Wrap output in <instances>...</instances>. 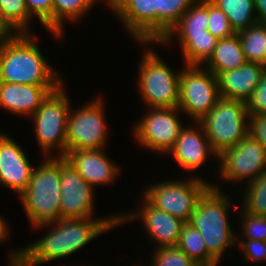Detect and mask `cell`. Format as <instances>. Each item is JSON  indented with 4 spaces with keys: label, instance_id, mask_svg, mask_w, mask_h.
Listing matches in <instances>:
<instances>
[{
    "label": "cell",
    "instance_id": "cell-1",
    "mask_svg": "<svg viewBox=\"0 0 266 266\" xmlns=\"http://www.w3.org/2000/svg\"><path fill=\"white\" fill-rule=\"evenodd\" d=\"M55 226L50 233L38 239L28 247L12 252L9 266H35L44 262L67 257L81 249L89 241L100 234L118 226V215L105 217L100 220L95 218H70L58 219L56 222L42 224Z\"/></svg>",
    "mask_w": 266,
    "mask_h": 266
},
{
    "label": "cell",
    "instance_id": "cell-2",
    "mask_svg": "<svg viewBox=\"0 0 266 266\" xmlns=\"http://www.w3.org/2000/svg\"><path fill=\"white\" fill-rule=\"evenodd\" d=\"M31 33H19L0 45V82L61 86V77L49 66Z\"/></svg>",
    "mask_w": 266,
    "mask_h": 266
},
{
    "label": "cell",
    "instance_id": "cell-3",
    "mask_svg": "<svg viewBox=\"0 0 266 266\" xmlns=\"http://www.w3.org/2000/svg\"><path fill=\"white\" fill-rule=\"evenodd\" d=\"M60 156H49L33 169L20 200L35 228L60 219Z\"/></svg>",
    "mask_w": 266,
    "mask_h": 266
},
{
    "label": "cell",
    "instance_id": "cell-4",
    "mask_svg": "<svg viewBox=\"0 0 266 266\" xmlns=\"http://www.w3.org/2000/svg\"><path fill=\"white\" fill-rule=\"evenodd\" d=\"M218 189L212 184L203 193L188 223L201 233L208 252L220 262L224 250L235 244L237 236L228 220L229 197Z\"/></svg>",
    "mask_w": 266,
    "mask_h": 266
},
{
    "label": "cell",
    "instance_id": "cell-5",
    "mask_svg": "<svg viewBox=\"0 0 266 266\" xmlns=\"http://www.w3.org/2000/svg\"><path fill=\"white\" fill-rule=\"evenodd\" d=\"M248 118L245 101L220 97L199 123L212 149L219 156L248 135L249 125L246 124Z\"/></svg>",
    "mask_w": 266,
    "mask_h": 266
},
{
    "label": "cell",
    "instance_id": "cell-6",
    "mask_svg": "<svg viewBox=\"0 0 266 266\" xmlns=\"http://www.w3.org/2000/svg\"><path fill=\"white\" fill-rule=\"evenodd\" d=\"M141 60L138 88L144 102L150 108L178 107L180 71L172 72L151 49Z\"/></svg>",
    "mask_w": 266,
    "mask_h": 266
},
{
    "label": "cell",
    "instance_id": "cell-7",
    "mask_svg": "<svg viewBox=\"0 0 266 266\" xmlns=\"http://www.w3.org/2000/svg\"><path fill=\"white\" fill-rule=\"evenodd\" d=\"M210 186L203 179L194 177L187 182L166 181L147 187L143 199L157 209L188 223L198 200Z\"/></svg>",
    "mask_w": 266,
    "mask_h": 266
},
{
    "label": "cell",
    "instance_id": "cell-8",
    "mask_svg": "<svg viewBox=\"0 0 266 266\" xmlns=\"http://www.w3.org/2000/svg\"><path fill=\"white\" fill-rule=\"evenodd\" d=\"M220 98L217 76L201 65H186L180 72L179 105L194 121L206 116Z\"/></svg>",
    "mask_w": 266,
    "mask_h": 266
},
{
    "label": "cell",
    "instance_id": "cell-9",
    "mask_svg": "<svg viewBox=\"0 0 266 266\" xmlns=\"http://www.w3.org/2000/svg\"><path fill=\"white\" fill-rule=\"evenodd\" d=\"M68 101L61 85L51 92L32 114L35 119L36 138L44 154L50 153L53 147L58 146L60 157L66 156L67 120L71 109Z\"/></svg>",
    "mask_w": 266,
    "mask_h": 266
},
{
    "label": "cell",
    "instance_id": "cell-10",
    "mask_svg": "<svg viewBox=\"0 0 266 266\" xmlns=\"http://www.w3.org/2000/svg\"><path fill=\"white\" fill-rule=\"evenodd\" d=\"M103 102L91 101L83 108L70 110L67 120L66 152L75 149H103L107 140Z\"/></svg>",
    "mask_w": 266,
    "mask_h": 266
},
{
    "label": "cell",
    "instance_id": "cell-11",
    "mask_svg": "<svg viewBox=\"0 0 266 266\" xmlns=\"http://www.w3.org/2000/svg\"><path fill=\"white\" fill-rule=\"evenodd\" d=\"M109 7L134 40L141 44L161 41V0H115Z\"/></svg>",
    "mask_w": 266,
    "mask_h": 266
},
{
    "label": "cell",
    "instance_id": "cell-12",
    "mask_svg": "<svg viewBox=\"0 0 266 266\" xmlns=\"http://www.w3.org/2000/svg\"><path fill=\"white\" fill-rule=\"evenodd\" d=\"M218 159L221 177L234 182L245 178L250 183L266 172V150L249 134L234 147L224 150Z\"/></svg>",
    "mask_w": 266,
    "mask_h": 266
},
{
    "label": "cell",
    "instance_id": "cell-13",
    "mask_svg": "<svg viewBox=\"0 0 266 266\" xmlns=\"http://www.w3.org/2000/svg\"><path fill=\"white\" fill-rule=\"evenodd\" d=\"M135 127V137L147 149L167 152L173 148L184 127L176 116L179 108H150Z\"/></svg>",
    "mask_w": 266,
    "mask_h": 266
},
{
    "label": "cell",
    "instance_id": "cell-14",
    "mask_svg": "<svg viewBox=\"0 0 266 266\" xmlns=\"http://www.w3.org/2000/svg\"><path fill=\"white\" fill-rule=\"evenodd\" d=\"M60 219L92 218L94 187L65 157H60Z\"/></svg>",
    "mask_w": 266,
    "mask_h": 266
},
{
    "label": "cell",
    "instance_id": "cell-15",
    "mask_svg": "<svg viewBox=\"0 0 266 266\" xmlns=\"http://www.w3.org/2000/svg\"><path fill=\"white\" fill-rule=\"evenodd\" d=\"M34 167L23 149L8 135L0 134V184L19 196L27 189Z\"/></svg>",
    "mask_w": 266,
    "mask_h": 266
},
{
    "label": "cell",
    "instance_id": "cell-16",
    "mask_svg": "<svg viewBox=\"0 0 266 266\" xmlns=\"http://www.w3.org/2000/svg\"><path fill=\"white\" fill-rule=\"evenodd\" d=\"M143 201L145 204L140 213L120 215L118 216V224L141 217L149 237L151 236L152 240L156 239L155 242L157 241L156 243L160 244H158V247L177 246L184 222L165 211L157 209L146 199Z\"/></svg>",
    "mask_w": 266,
    "mask_h": 266
},
{
    "label": "cell",
    "instance_id": "cell-17",
    "mask_svg": "<svg viewBox=\"0 0 266 266\" xmlns=\"http://www.w3.org/2000/svg\"><path fill=\"white\" fill-rule=\"evenodd\" d=\"M103 150L75 149L66 152L65 158L89 185H104L116 179L119 168Z\"/></svg>",
    "mask_w": 266,
    "mask_h": 266
},
{
    "label": "cell",
    "instance_id": "cell-18",
    "mask_svg": "<svg viewBox=\"0 0 266 266\" xmlns=\"http://www.w3.org/2000/svg\"><path fill=\"white\" fill-rule=\"evenodd\" d=\"M59 87L0 82V107L14 114L32 115Z\"/></svg>",
    "mask_w": 266,
    "mask_h": 266
},
{
    "label": "cell",
    "instance_id": "cell-19",
    "mask_svg": "<svg viewBox=\"0 0 266 266\" xmlns=\"http://www.w3.org/2000/svg\"><path fill=\"white\" fill-rule=\"evenodd\" d=\"M199 128L183 127L179 133L176 143L169 151L173 153L176 161L185 169L198 170L207 160V156L212 152L214 156L218 155L212 149L207 139L204 129L199 122Z\"/></svg>",
    "mask_w": 266,
    "mask_h": 266
},
{
    "label": "cell",
    "instance_id": "cell-20",
    "mask_svg": "<svg viewBox=\"0 0 266 266\" xmlns=\"http://www.w3.org/2000/svg\"><path fill=\"white\" fill-rule=\"evenodd\" d=\"M265 69L262 64L246 62L239 68L221 72L217 76L220 97L246 101Z\"/></svg>",
    "mask_w": 266,
    "mask_h": 266
},
{
    "label": "cell",
    "instance_id": "cell-21",
    "mask_svg": "<svg viewBox=\"0 0 266 266\" xmlns=\"http://www.w3.org/2000/svg\"><path fill=\"white\" fill-rule=\"evenodd\" d=\"M246 62L238 34H234L218 40L212 56L204 65L208 64L206 69L218 76L221 72L239 68Z\"/></svg>",
    "mask_w": 266,
    "mask_h": 266
},
{
    "label": "cell",
    "instance_id": "cell-22",
    "mask_svg": "<svg viewBox=\"0 0 266 266\" xmlns=\"http://www.w3.org/2000/svg\"><path fill=\"white\" fill-rule=\"evenodd\" d=\"M209 0H196L183 14L178 22L169 30L160 44H169L173 35H199L205 34L208 28Z\"/></svg>",
    "mask_w": 266,
    "mask_h": 266
},
{
    "label": "cell",
    "instance_id": "cell-23",
    "mask_svg": "<svg viewBox=\"0 0 266 266\" xmlns=\"http://www.w3.org/2000/svg\"><path fill=\"white\" fill-rule=\"evenodd\" d=\"M185 65H203L212 56L218 40L208 30L199 35H178Z\"/></svg>",
    "mask_w": 266,
    "mask_h": 266
},
{
    "label": "cell",
    "instance_id": "cell-24",
    "mask_svg": "<svg viewBox=\"0 0 266 266\" xmlns=\"http://www.w3.org/2000/svg\"><path fill=\"white\" fill-rule=\"evenodd\" d=\"M228 18L231 28L235 34L258 23L257 16L253 14L256 10L255 0H210Z\"/></svg>",
    "mask_w": 266,
    "mask_h": 266
},
{
    "label": "cell",
    "instance_id": "cell-25",
    "mask_svg": "<svg viewBox=\"0 0 266 266\" xmlns=\"http://www.w3.org/2000/svg\"><path fill=\"white\" fill-rule=\"evenodd\" d=\"M177 246L199 266H217L218 261L208 252L201 233L190 223H184Z\"/></svg>",
    "mask_w": 266,
    "mask_h": 266
},
{
    "label": "cell",
    "instance_id": "cell-26",
    "mask_svg": "<svg viewBox=\"0 0 266 266\" xmlns=\"http://www.w3.org/2000/svg\"><path fill=\"white\" fill-rule=\"evenodd\" d=\"M237 34L246 61L266 67V24L256 23Z\"/></svg>",
    "mask_w": 266,
    "mask_h": 266
},
{
    "label": "cell",
    "instance_id": "cell-27",
    "mask_svg": "<svg viewBox=\"0 0 266 266\" xmlns=\"http://www.w3.org/2000/svg\"><path fill=\"white\" fill-rule=\"evenodd\" d=\"M98 0H53V33L62 34L63 21L77 20Z\"/></svg>",
    "mask_w": 266,
    "mask_h": 266
},
{
    "label": "cell",
    "instance_id": "cell-28",
    "mask_svg": "<svg viewBox=\"0 0 266 266\" xmlns=\"http://www.w3.org/2000/svg\"><path fill=\"white\" fill-rule=\"evenodd\" d=\"M244 211L266 217V172L247 184Z\"/></svg>",
    "mask_w": 266,
    "mask_h": 266
},
{
    "label": "cell",
    "instance_id": "cell-29",
    "mask_svg": "<svg viewBox=\"0 0 266 266\" xmlns=\"http://www.w3.org/2000/svg\"><path fill=\"white\" fill-rule=\"evenodd\" d=\"M0 13L18 33H29L27 27L32 16L25 0H0Z\"/></svg>",
    "mask_w": 266,
    "mask_h": 266
},
{
    "label": "cell",
    "instance_id": "cell-30",
    "mask_svg": "<svg viewBox=\"0 0 266 266\" xmlns=\"http://www.w3.org/2000/svg\"><path fill=\"white\" fill-rule=\"evenodd\" d=\"M196 0H161V40Z\"/></svg>",
    "mask_w": 266,
    "mask_h": 266
},
{
    "label": "cell",
    "instance_id": "cell-31",
    "mask_svg": "<svg viewBox=\"0 0 266 266\" xmlns=\"http://www.w3.org/2000/svg\"><path fill=\"white\" fill-rule=\"evenodd\" d=\"M150 266H199L178 246L157 247Z\"/></svg>",
    "mask_w": 266,
    "mask_h": 266
},
{
    "label": "cell",
    "instance_id": "cell-32",
    "mask_svg": "<svg viewBox=\"0 0 266 266\" xmlns=\"http://www.w3.org/2000/svg\"><path fill=\"white\" fill-rule=\"evenodd\" d=\"M207 30L217 39L228 38L235 34L227 16L210 0Z\"/></svg>",
    "mask_w": 266,
    "mask_h": 266
},
{
    "label": "cell",
    "instance_id": "cell-33",
    "mask_svg": "<svg viewBox=\"0 0 266 266\" xmlns=\"http://www.w3.org/2000/svg\"><path fill=\"white\" fill-rule=\"evenodd\" d=\"M26 7L33 17L37 16L43 26L48 29L58 39L63 35L53 33V0H25Z\"/></svg>",
    "mask_w": 266,
    "mask_h": 266
},
{
    "label": "cell",
    "instance_id": "cell-34",
    "mask_svg": "<svg viewBox=\"0 0 266 266\" xmlns=\"http://www.w3.org/2000/svg\"><path fill=\"white\" fill-rule=\"evenodd\" d=\"M243 235L253 241H266V217L255 215L243 210Z\"/></svg>",
    "mask_w": 266,
    "mask_h": 266
},
{
    "label": "cell",
    "instance_id": "cell-35",
    "mask_svg": "<svg viewBox=\"0 0 266 266\" xmlns=\"http://www.w3.org/2000/svg\"><path fill=\"white\" fill-rule=\"evenodd\" d=\"M245 102L248 115L266 114V69L257 87Z\"/></svg>",
    "mask_w": 266,
    "mask_h": 266
},
{
    "label": "cell",
    "instance_id": "cell-36",
    "mask_svg": "<svg viewBox=\"0 0 266 266\" xmlns=\"http://www.w3.org/2000/svg\"><path fill=\"white\" fill-rule=\"evenodd\" d=\"M242 241V242H241ZM239 241V247L244 252L246 260L261 261L266 259V241L245 239Z\"/></svg>",
    "mask_w": 266,
    "mask_h": 266
},
{
    "label": "cell",
    "instance_id": "cell-37",
    "mask_svg": "<svg viewBox=\"0 0 266 266\" xmlns=\"http://www.w3.org/2000/svg\"><path fill=\"white\" fill-rule=\"evenodd\" d=\"M247 124L249 125L248 134L261 143L266 150V114L249 115Z\"/></svg>",
    "mask_w": 266,
    "mask_h": 266
},
{
    "label": "cell",
    "instance_id": "cell-38",
    "mask_svg": "<svg viewBox=\"0 0 266 266\" xmlns=\"http://www.w3.org/2000/svg\"><path fill=\"white\" fill-rule=\"evenodd\" d=\"M13 30L15 29L0 13V45H3L8 41L14 39L19 34L16 30L14 33H12Z\"/></svg>",
    "mask_w": 266,
    "mask_h": 266
},
{
    "label": "cell",
    "instance_id": "cell-39",
    "mask_svg": "<svg viewBox=\"0 0 266 266\" xmlns=\"http://www.w3.org/2000/svg\"><path fill=\"white\" fill-rule=\"evenodd\" d=\"M258 23L266 24V0H255Z\"/></svg>",
    "mask_w": 266,
    "mask_h": 266
},
{
    "label": "cell",
    "instance_id": "cell-40",
    "mask_svg": "<svg viewBox=\"0 0 266 266\" xmlns=\"http://www.w3.org/2000/svg\"><path fill=\"white\" fill-rule=\"evenodd\" d=\"M7 224L6 222L3 220V218L0 216V242L7 236Z\"/></svg>",
    "mask_w": 266,
    "mask_h": 266
},
{
    "label": "cell",
    "instance_id": "cell-41",
    "mask_svg": "<svg viewBox=\"0 0 266 266\" xmlns=\"http://www.w3.org/2000/svg\"><path fill=\"white\" fill-rule=\"evenodd\" d=\"M106 2L110 6L113 3V0H106Z\"/></svg>",
    "mask_w": 266,
    "mask_h": 266
}]
</instances>
